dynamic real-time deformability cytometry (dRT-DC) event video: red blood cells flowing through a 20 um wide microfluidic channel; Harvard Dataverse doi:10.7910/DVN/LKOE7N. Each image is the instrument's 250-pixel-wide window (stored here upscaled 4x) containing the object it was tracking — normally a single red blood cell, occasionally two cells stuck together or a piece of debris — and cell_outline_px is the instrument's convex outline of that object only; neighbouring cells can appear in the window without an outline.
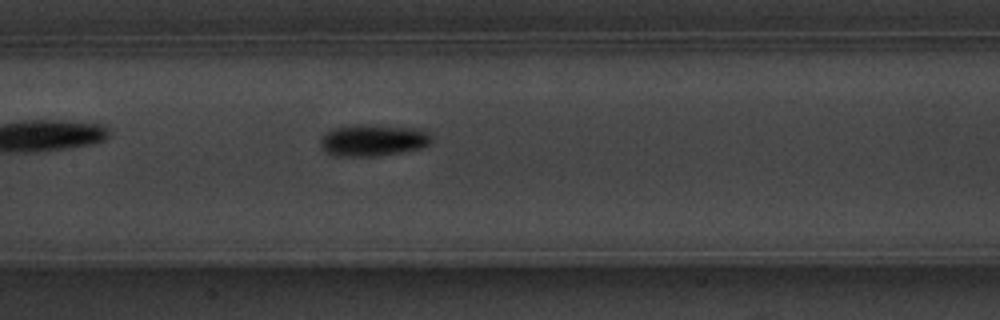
{"species": "common noctule bat (a hibernating species)", "species_latin": "Nyctalus noctula", "temperature_condition": "warm", "stored_images_in_passage": 35, "camera_frame_rate_fps": 3000, "um_per_image_px": 0.085, "animal": {"sex": "male", "body_mass_g": 20.1, "forearm_length_mm": 53.5}, "frame": {"image": 1, "passage_image": 11, "time_ms": 3.333, "image_size_px": [1000, 320], "cell_outline_px": [[432, 140], [428, 144], [420, 148], [400, 152], [376, 156], [336, 156], [328, 152], [320, 144], [320, 140], [328, 132], [336, 128], [356, 124], [372, 124], [420, 128], [432, 132]], "centroid_in_image_um": [31.79, 11.9], "position_along_channel_um": 175.6, "area_um2": 20.58}}
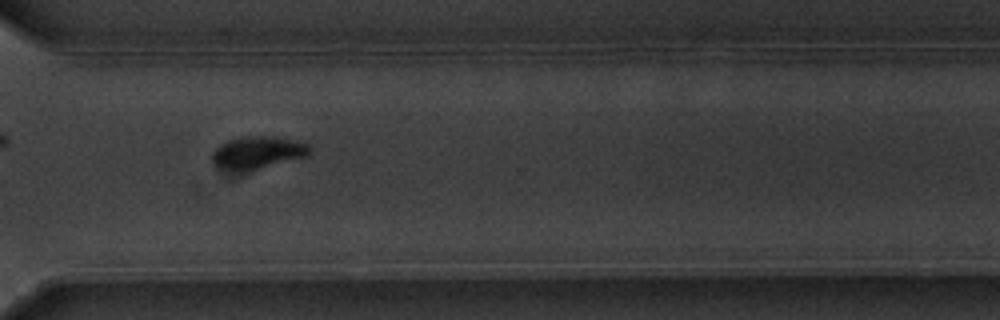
{"frame": {"image": 2, "passage_image": 25, "time_ms": 8.0, "image_size_px": [1000, 320], "cell_outline_px": [[312, 148], [308, 156], [260, 168], [216, 168], [212, 160], [212, 152], [220, 144], [228, 140], [244, 136], [272, 136], [308, 144]], "centroid_in_image_um": [21.91, 12.93], "position_along_channel_um": 348.7, "area_um2": 17.86}, "authors_computed_cell_mechanics": {"area_um2": 18.785, "velocity_mm_per_s": 3.7257, "shape_relaxation_time_tau1_ms": 2.0905, "shape_relaxation_time_tau2_ms": null, "deformation_change_tau1": 0.1474, "deformation_change_tau2": null}}